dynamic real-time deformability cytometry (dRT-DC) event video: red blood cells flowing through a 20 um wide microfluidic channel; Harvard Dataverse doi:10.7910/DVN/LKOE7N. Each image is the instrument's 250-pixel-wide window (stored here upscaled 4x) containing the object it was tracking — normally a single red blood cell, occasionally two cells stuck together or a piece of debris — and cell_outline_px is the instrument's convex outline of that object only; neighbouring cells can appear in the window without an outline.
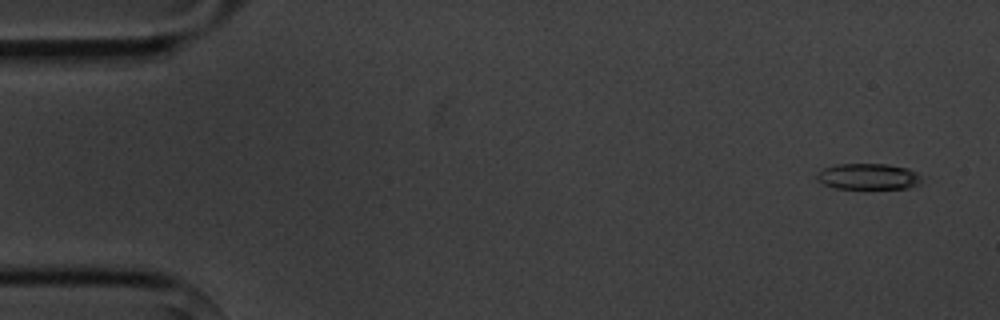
{"species": "common noctule bat (a hibernating species)", "species_latin": "Nyctalus noctula", "temperature_condition": "cold", "stored_images_in_passage": 6, "camera_frame_rate_fps": 3000, "um_per_image_px": 0.085, "animal": {"sex": "male", "body_mass_g": 20.1, "forearm_length_mm": 53.5}, "frame": {"image": 1, "passage_image": 1, "time_ms": 0.0, "image_size_px": [1000, 320], "cell_outline_px": [[928, 176], [920, 184], [908, 188], [832, 188], [824, 184], [816, 176], [824, 168], [836, 164], [888, 164], [908, 168]], "centroid_in_image_um": [73.94, 15.0], "position_along_channel_um": 11.1, "area_um2": 16.13}}
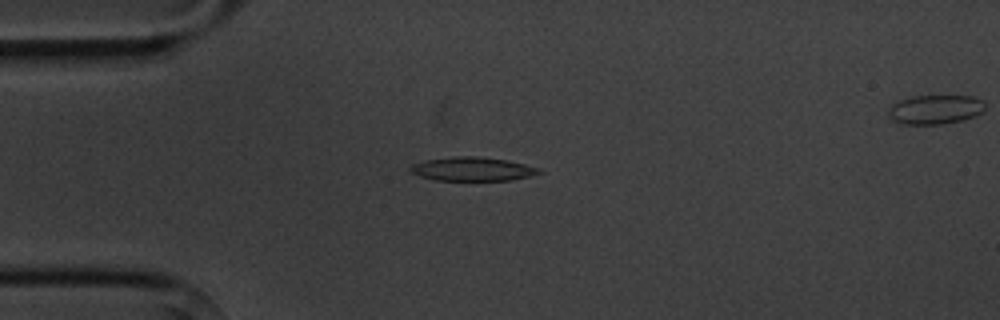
{"frame": {"image": 2, "passage_image": 4, "time_ms": 3.667, "image_size_px": [1000, 320], "cell_outline_px": [[544, 172], [512, 180], [436, 180], [420, 176], [408, 172], [408, 168], [412, 164], [424, 160], [456, 156], [476, 156], [508, 160], [540, 168]], "centroid_in_image_um": [40.13, 14.36], "position_along_channel_um": 44.9, "area_um2": 17.92}}
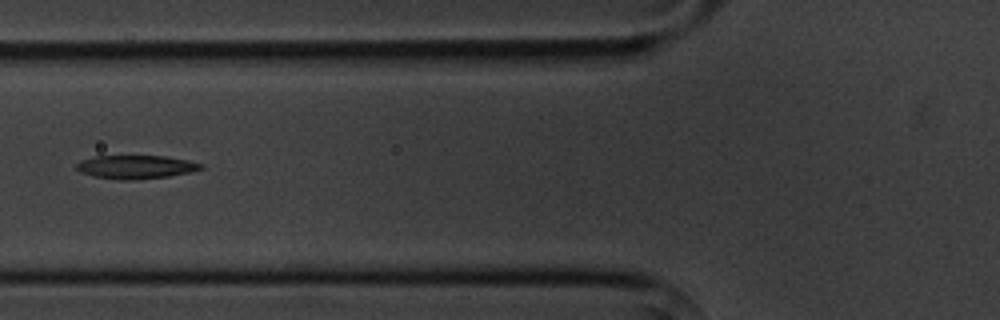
{"frame": {"image": 3, "passage_image": 6, "time_ms": 6.0, "image_size_px": [1000, 320], "cell_outline_px": [[204, 168], [192, 172], [168, 176], [136, 180], [120, 180], [92, 176], [80, 172], [76, 168], [76, 164], [80, 160], [96, 156], [168, 156], [188, 160], [204, 164]], "centroid_in_image_um": [11.57, 14.19], "position_along_channel_um": 114.2, "area_um2": 17.22}}